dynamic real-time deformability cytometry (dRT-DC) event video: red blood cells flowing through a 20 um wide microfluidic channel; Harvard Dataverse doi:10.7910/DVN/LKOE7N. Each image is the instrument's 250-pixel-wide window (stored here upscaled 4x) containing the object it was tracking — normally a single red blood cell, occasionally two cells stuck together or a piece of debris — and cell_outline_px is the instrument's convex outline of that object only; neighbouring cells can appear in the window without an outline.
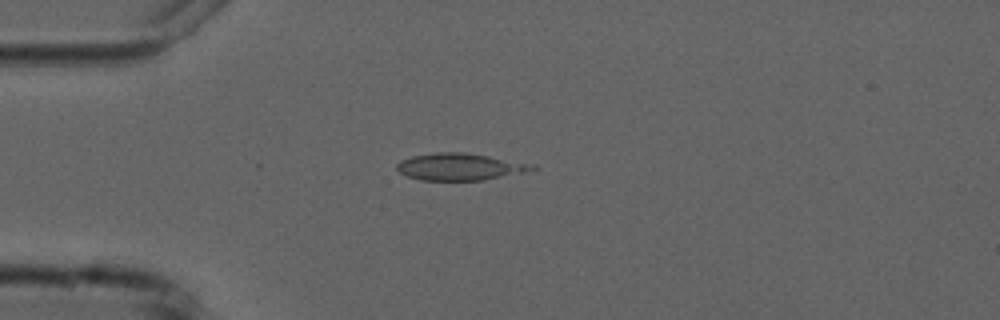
{"species": "common noctule bat (a hibernating species)", "species_latin": "Nyctalus noctula", "temperature_condition": "cold", "stored_images_in_passage": 2, "camera_frame_rate_fps": 3000, "um_per_image_px": 0.085, "animal": {"sex": "male", "forearm_length_mm": 52.5}, "frame": {"image": 1, "passage_image": 2, "time_ms": 1.667, "image_size_px": [1000, 320], "cell_outline_px": [[540, 168], [524, 172], [484, 180], [420, 180], [408, 176], [400, 172], [396, 168], [396, 164], [400, 160], [412, 156], [436, 152], [464, 152], [536, 164]], "centroid_in_image_um": [39.11, 14.17], "position_along_channel_um": 45.9, "area_um2": 21.33}}